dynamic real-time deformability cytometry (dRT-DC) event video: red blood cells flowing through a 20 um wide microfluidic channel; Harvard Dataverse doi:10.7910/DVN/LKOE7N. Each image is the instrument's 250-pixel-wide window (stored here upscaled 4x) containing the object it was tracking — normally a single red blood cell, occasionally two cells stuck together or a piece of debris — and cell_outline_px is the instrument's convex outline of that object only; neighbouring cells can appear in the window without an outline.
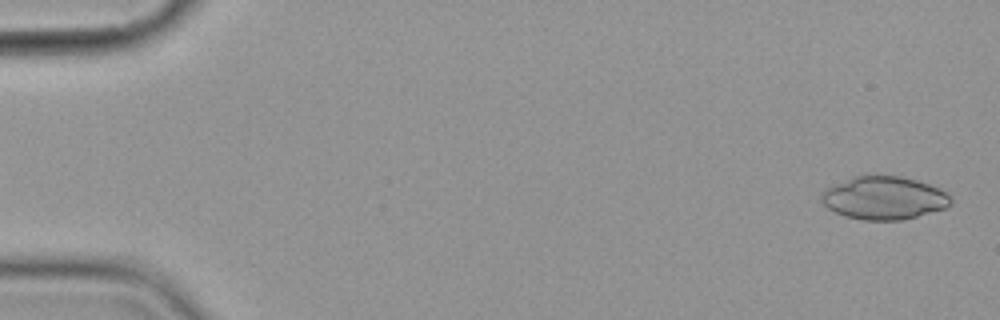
{"species": "common noctule bat (a hibernating species)", "species_latin": "Nyctalus noctula", "temperature_condition": "cold", "stored_images_in_passage": 5, "camera_frame_rate_fps": 3000, "um_per_image_px": 0.085, "animal": {"sex": "female", "body_mass_g": 19.9}, "frame": {"image": 1, "passage_image": 1, "time_ms": 0.0, "image_size_px": [1000, 320], "cell_outline_px": [[952, 204], [944, 208], [916, 216], [900, 220], [864, 220], [844, 216], [828, 208], [820, 200], [820, 196], [824, 188], [832, 184], [852, 176], [900, 176], [916, 180], [928, 184], [944, 192], [952, 200]], "centroid_in_image_um": [75.07, 16.82], "position_along_channel_um": 9.9, "area_um2": 32.25}}